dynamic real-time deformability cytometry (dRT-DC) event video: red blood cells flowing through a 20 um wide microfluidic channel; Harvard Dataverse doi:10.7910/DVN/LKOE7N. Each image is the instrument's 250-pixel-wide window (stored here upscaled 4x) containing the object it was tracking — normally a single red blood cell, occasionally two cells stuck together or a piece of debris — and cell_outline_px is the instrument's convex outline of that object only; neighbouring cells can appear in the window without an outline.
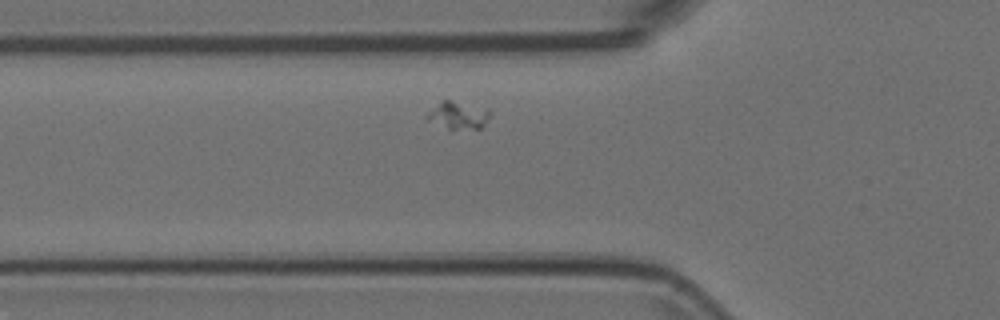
{"species": "Egyptian fruit bat (a non-hibernating species)", "species_latin": "Rousettus aegyptiacus", "temperature_condition": "room temperature", "stored_images_in_passage": 38, "camera_frame_rate_fps": 3000, "um_per_image_px": 0.085, "animal": {"sex": "female"}, "frame": {"image": 1, "passage_image": 6, "time_ms": 1.667, "image_size_px": [1000, 320], "cell_outline_px": [[488, 116], [484, 124], [480, 128], [452, 132], [428, 120], [428, 112], [440, 100], [448, 100], [488, 108]], "centroid_in_image_um": [38.91, 9.84], "position_along_channel_um": 86.9, "area_um2": 10.23}}
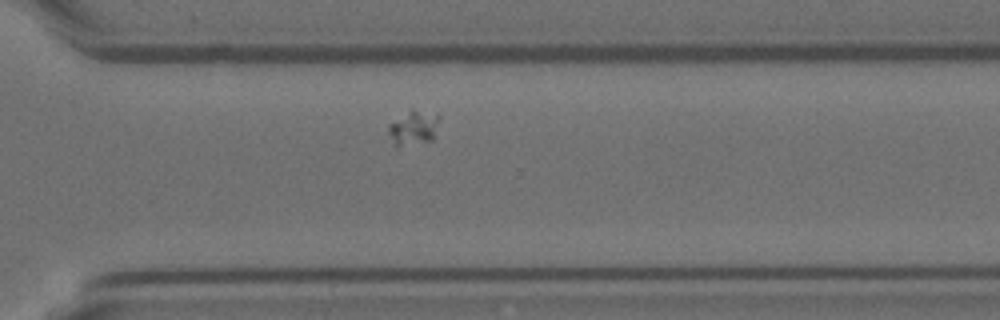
{"frame": {"image": 2, "passage_image": 27, "time_ms": 8.667, "image_size_px": [1000, 320], "cell_outline_px": [[440, 116], [436, 136], [432, 140], [396, 144], [388, 128], [388, 124], [412, 108], [440, 112]], "centroid_in_image_um": [35.27, 10.74], "position_along_channel_um": 335.3, "area_um2": 10.06}}